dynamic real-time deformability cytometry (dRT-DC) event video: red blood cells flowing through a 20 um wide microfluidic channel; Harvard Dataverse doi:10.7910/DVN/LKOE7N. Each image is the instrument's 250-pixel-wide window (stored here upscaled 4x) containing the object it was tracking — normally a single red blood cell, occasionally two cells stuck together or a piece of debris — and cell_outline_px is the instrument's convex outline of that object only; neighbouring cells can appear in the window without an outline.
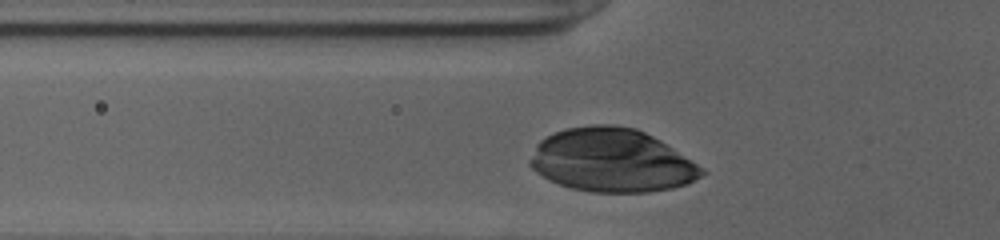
{"species": "human", "species_latin": "Homo sapiens", "temperature_condition": "cold", "stored_images_in_passage": 28, "camera_frame_rate_fps": 3000, "um_per_image_px": 0.085, "donor": {"sex": "female"}, "frame": {"image": 1, "passage_image": 3, "time_ms": 0.667, "image_size_px": [1000, 240], "cell_outline_px": [[708, 172], [688, 184], [672, 188], [648, 192], [592, 192], [572, 188], [548, 180], [536, 172], [528, 164], [528, 160], [536, 144], [540, 140], [564, 128], [592, 124], [612, 124], [636, 128], [660, 140], [704, 168]], "centroid_in_image_um": [51.99, 13.63], "position_along_channel_um": 73.8, "area_um2": 63.7}}
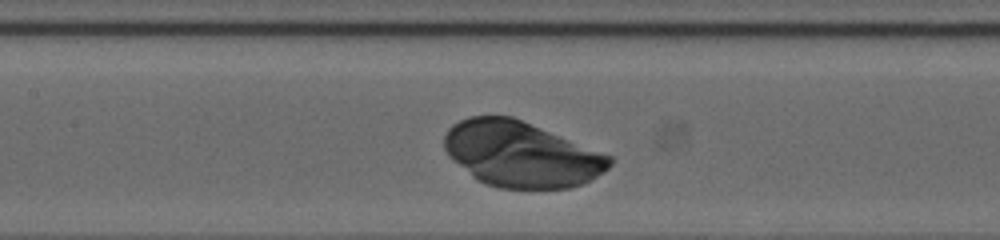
{"frame": {"image": 2, "passage_image": 10, "time_ms": 3.0, "image_size_px": [1000, 240], "cell_outline_px": [[612, 164], [604, 172], [580, 184], [568, 188], [500, 188], [484, 184], [476, 180], [448, 156], [444, 148], [444, 136], [448, 128], [452, 124], [468, 116], [512, 116], [612, 156]], "centroid_in_image_um": [44.25, 13.11], "position_along_channel_um": 163.1, "area_um2": 63.0}}
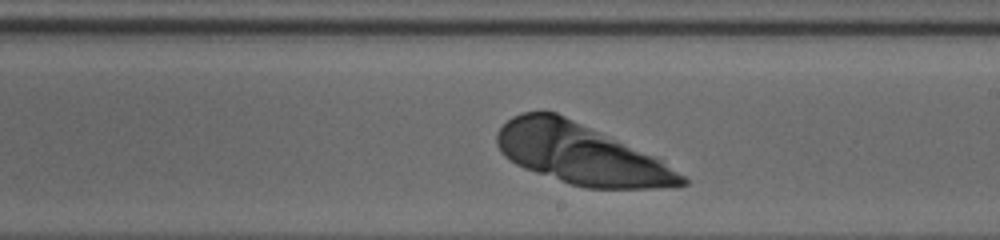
{"frame": {"image": 3, "passage_image": 16, "time_ms": 5.0, "image_size_px": [1000, 240], "cell_outline_px": [[688, 184], [656, 188], [584, 188], [568, 184], [524, 168], [516, 164], [504, 156], [500, 152], [496, 144], [496, 132], [512, 116], [520, 112], [556, 112], [660, 160], [684, 176], [688, 180]], "centroid_in_image_um": [49.28, 13.11], "position_along_channel_um": 239.7, "area_um2": 63.93}}